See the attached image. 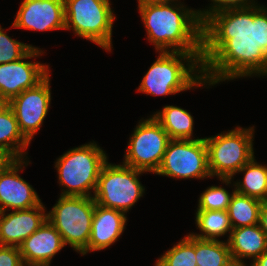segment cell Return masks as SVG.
<instances>
[{"label":"cell","mask_w":267,"mask_h":266,"mask_svg":"<svg viewBox=\"0 0 267 266\" xmlns=\"http://www.w3.org/2000/svg\"><path fill=\"white\" fill-rule=\"evenodd\" d=\"M138 1V6L148 4V3H161V2H169L172 0H137Z\"/></svg>","instance_id":"32"},{"label":"cell","mask_w":267,"mask_h":266,"mask_svg":"<svg viewBox=\"0 0 267 266\" xmlns=\"http://www.w3.org/2000/svg\"><path fill=\"white\" fill-rule=\"evenodd\" d=\"M167 132L170 139L192 140L194 120L183 108L167 105L152 115Z\"/></svg>","instance_id":"20"},{"label":"cell","mask_w":267,"mask_h":266,"mask_svg":"<svg viewBox=\"0 0 267 266\" xmlns=\"http://www.w3.org/2000/svg\"><path fill=\"white\" fill-rule=\"evenodd\" d=\"M250 266H267V250L260 257L254 259Z\"/></svg>","instance_id":"31"},{"label":"cell","mask_w":267,"mask_h":266,"mask_svg":"<svg viewBox=\"0 0 267 266\" xmlns=\"http://www.w3.org/2000/svg\"><path fill=\"white\" fill-rule=\"evenodd\" d=\"M30 142L21 133L15 114L7 104L0 110V152L10 159H23Z\"/></svg>","instance_id":"19"},{"label":"cell","mask_w":267,"mask_h":266,"mask_svg":"<svg viewBox=\"0 0 267 266\" xmlns=\"http://www.w3.org/2000/svg\"><path fill=\"white\" fill-rule=\"evenodd\" d=\"M240 172H243L244 178L234 183L235 191L262 202L267 201V166L257 163L254 156L237 173Z\"/></svg>","instance_id":"21"},{"label":"cell","mask_w":267,"mask_h":266,"mask_svg":"<svg viewBox=\"0 0 267 266\" xmlns=\"http://www.w3.org/2000/svg\"><path fill=\"white\" fill-rule=\"evenodd\" d=\"M94 209L93 197L60 196L47 213V220L60 233L65 246L68 244L85 255L88 253Z\"/></svg>","instance_id":"6"},{"label":"cell","mask_w":267,"mask_h":266,"mask_svg":"<svg viewBox=\"0 0 267 266\" xmlns=\"http://www.w3.org/2000/svg\"><path fill=\"white\" fill-rule=\"evenodd\" d=\"M234 191L230 194L225 188L210 186L201 193L197 210H227Z\"/></svg>","instance_id":"26"},{"label":"cell","mask_w":267,"mask_h":266,"mask_svg":"<svg viewBox=\"0 0 267 266\" xmlns=\"http://www.w3.org/2000/svg\"><path fill=\"white\" fill-rule=\"evenodd\" d=\"M50 74L37 86L26 89L12 98L8 105L13 110L23 136L31 139L43 125L51 102Z\"/></svg>","instance_id":"11"},{"label":"cell","mask_w":267,"mask_h":266,"mask_svg":"<svg viewBox=\"0 0 267 266\" xmlns=\"http://www.w3.org/2000/svg\"><path fill=\"white\" fill-rule=\"evenodd\" d=\"M12 27L34 31L65 29L64 0H23Z\"/></svg>","instance_id":"14"},{"label":"cell","mask_w":267,"mask_h":266,"mask_svg":"<svg viewBox=\"0 0 267 266\" xmlns=\"http://www.w3.org/2000/svg\"><path fill=\"white\" fill-rule=\"evenodd\" d=\"M108 161L107 155L96 142L70 149L57 158L55 168L59 184L67 189L60 196L93 197L103 165Z\"/></svg>","instance_id":"4"},{"label":"cell","mask_w":267,"mask_h":266,"mask_svg":"<svg viewBox=\"0 0 267 266\" xmlns=\"http://www.w3.org/2000/svg\"><path fill=\"white\" fill-rule=\"evenodd\" d=\"M65 244L60 233L46 220L19 246L22 259L31 263L51 264L53 257Z\"/></svg>","instance_id":"17"},{"label":"cell","mask_w":267,"mask_h":266,"mask_svg":"<svg viewBox=\"0 0 267 266\" xmlns=\"http://www.w3.org/2000/svg\"><path fill=\"white\" fill-rule=\"evenodd\" d=\"M158 266H197L195 254V237L184 236L179 243L165 252L158 260Z\"/></svg>","instance_id":"25"},{"label":"cell","mask_w":267,"mask_h":266,"mask_svg":"<svg viewBox=\"0 0 267 266\" xmlns=\"http://www.w3.org/2000/svg\"><path fill=\"white\" fill-rule=\"evenodd\" d=\"M227 243L236 266H246L244 258L252 261L267 250V237L258 224L233 228Z\"/></svg>","instance_id":"18"},{"label":"cell","mask_w":267,"mask_h":266,"mask_svg":"<svg viewBox=\"0 0 267 266\" xmlns=\"http://www.w3.org/2000/svg\"><path fill=\"white\" fill-rule=\"evenodd\" d=\"M25 159H10L0 170V212L27 210L42 203L34 188L19 176L18 172L30 163Z\"/></svg>","instance_id":"13"},{"label":"cell","mask_w":267,"mask_h":266,"mask_svg":"<svg viewBox=\"0 0 267 266\" xmlns=\"http://www.w3.org/2000/svg\"><path fill=\"white\" fill-rule=\"evenodd\" d=\"M22 262L19 247L0 245V266H20Z\"/></svg>","instance_id":"29"},{"label":"cell","mask_w":267,"mask_h":266,"mask_svg":"<svg viewBox=\"0 0 267 266\" xmlns=\"http://www.w3.org/2000/svg\"><path fill=\"white\" fill-rule=\"evenodd\" d=\"M177 2L138 6L147 38L158 52L202 53L203 25L196 10Z\"/></svg>","instance_id":"2"},{"label":"cell","mask_w":267,"mask_h":266,"mask_svg":"<svg viewBox=\"0 0 267 266\" xmlns=\"http://www.w3.org/2000/svg\"><path fill=\"white\" fill-rule=\"evenodd\" d=\"M110 0H64L65 30L111 51L116 19Z\"/></svg>","instance_id":"7"},{"label":"cell","mask_w":267,"mask_h":266,"mask_svg":"<svg viewBox=\"0 0 267 266\" xmlns=\"http://www.w3.org/2000/svg\"><path fill=\"white\" fill-rule=\"evenodd\" d=\"M127 222L122 211L100 206L95 202L88 252L104 250L122 235Z\"/></svg>","instance_id":"16"},{"label":"cell","mask_w":267,"mask_h":266,"mask_svg":"<svg viewBox=\"0 0 267 266\" xmlns=\"http://www.w3.org/2000/svg\"><path fill=\"white\" fill-rule=\"evenodd\" d=\"M20 266H50V264H46V263H31V262L23 261Z\"/></svg>","instance_id":"34"},{"label":"cell","mask_w":267,"mask_h":266,"mask_svg":"<svg viewBox=\"0 0 267 266\" xmlns=\"http://www.w3.org/2000/svg\"><path fill=\"white\" fill-rule=\"evenodd\" d=\"M43 53L40 48L32 47L21 59L0 64V96L7 103L26 89L37 86L50 74L49 65L25 61Z\"/></svg>","instance_id":"12"},{"label":"cell","mask_w":267,"mask_h":266,"mask_svg":"<svg viewBox=\"0 0 267 266\" xmlns=\"http://www.w3.org/2000/svg\"><path fill=\"white\" fill-rule=\"evenodd\" d=\"M258 225L267 237V201L262 203Z\"/></svg>","instance_id":"30"},{"label":"cell","mask_w":267,"mask_h":266,"mask_svg":"<svg viewBox=\"0 0 267 266\" xmlns=\"http://www.w3.org/2000/svg\"><path fill=\"white\" fill-rule=\"evenodd\" d=\"M142 173L145 172L107 161L99 174L97 188L93 193L94 201L100 206L126 214L145 193V188L138 178Z\"/></svg>","instance_id":"8"},{"label":"cell","mask_w":267,"mask_h":266,"mask_svg":"<svg viewBox=\"0 0 267 266\" xmlns=\"http://www.w3.org/2000/svg\"><path fill=\"white\" fill-rule=\"evenodd\" d=\"M43 203L27 210L0 212V245L19 247L47 220Z\"/></svg>","instance_id":"15"},{"label":"cell","mask_w":267,"mask_h":266,"mask_svg":"<svg viewBox=\"0 0 267 266\" xmlns=\"http://www.w3.org/2000/svg\"><path fill=\"white\" fill-rule=\"evenodd\" d=\"M195 254L197 266H236L226 241L195 237Z\"/></svg>","instance_id":"24"},{"label":"cell","mask_w":267,"mask_h":266,"mask_svg":"<svg viewBox=\"0 0 267 266\" xmlns=\"http://www.w3.org/2000/svg\"><path fill=\"white\" fill-rule=\"evenodd\" d=\"M140 121L130 136L122 163L146 173H156L171 139L152 115Z\"/></svg>","instance_id":"9"},{"label":"cell","mask_w":267,"mask_h":266,"mask_svg":"<svg viewBox=\"0 0 267 266\" xmlns=\"http://www.w3.org/2000/svg\"><path fill=\"white\" fill-rule=\"evenodd\" d=\"M32 47L34 46L12 39L0 26V64L21 59Z\"/></svg>","instance_id":"27"},{"label":"cell","mask_w":267,"mask_h":266,"mask_svg":"<svg viewBox=\"0 0 267 266\" xmlns=\"http://www.w3.org/2000/svg\"><path fill=\"white\" fill-rule=\"evenodd\" d=\"M155 174L178 179L211 177L205 139H171Z\"/></svg>","instance_id":"10"},{"label":"cell","mask_w":267,"mask_h":266,"mask_svg":"<svg viewBox=\"0 0 267 266\" xmlns=\"http://www.w3.org/2000/svg\"><path fill=\"white\" fill-rule=\"evenodd\" d=\"M202 75L212 85L267 75V7L212 15L202 28Z\"/></svg>","instance_id":"1"},{"label":"cell","mask_w":267,"mask_h":266,"mask_svg":"<svg viewBox=\"0 0 267 266\" xmlns=\"http://www.w3.org/2000/svg\"><path fill=\"white\" fill-rule=\"evenodd\" d=\"M196 226L200 234L191 233L196 238L204 240H219L218 237L232 231L227 210H197Z\"/></svg>","instance_id":"22"},{"label":"cell","mask_w":267,"mask_h":266,"mask_svg":"<svg viewBox=\"0 0 267 266\" xmlns=\"http://www.w3.org/2000/svg\"><path fill=\"white\" fill-rule=\"evenodd\" d=\"M10 160L4 153L0 152V170L4 167V165Z\"/></svg>","instance_id":"33"},{"label":"cell","mask_w":267,"mask_h":266,"mask_svg":"<svg viewBox=\"0 0 267 266\" xmlns=\"http://www.w3.org/2000/svg\"><path fill=\"white\" fill-rule=\"evenodd\" d=\"M262 203L235 191L227 209L232 228L258 224Z\"/></svg>","instance_id":"23"},{"label":"cell","mask_w":267,"mask_h":266,"mask_svg":"<svg viewBox=\"0 0 267 266\" xmlns=\"http://www.w3.org/2000/svg\"><path fill=\"white\" fill-rule=\"evenodd\" d=\"M254 128L237 127L229 132L205 137L211 177L217 176L227 186L232 177L254 157Z\"/></svg>","instance_id":"5"},{"label":"cell","mask_w":267,"mask_h":266,"mask_svg":"<svg viewBox=\"0 0 267 266\" xmlns=\"http://www.w3.org/2000/svg\"><path fill=\"white\" fill-rule=\"evenodd\" d=\"M8 103L0 96V110H2Z\"/></svg>","instance_id":"35"},{"label":"cell","mask_w":267,"mask_h":266,"mask_svg":"<svg viewBox=\"0 0 267 266\" xmlns=\"http://www.w3.org/2000/svg\"><path fill=\"white\" fill-rule=\"evenodd\" d=\"M213 4L208 9L202 11L196 10V13L202 23V25L214 14L231 10V9H244L256 6L254 0H211Z\"/></svg>","instance_id":"28"},{"label":"cell","mask_w":267,"mask_h":266,"mask_svg":"<svg viewBox=\"0 0 267 266\" xmlns=\"http://www.w3.org/2000/svg\"><path fill=\"white\" fill-rule=\"evenodd\" d=\"M159 53L156 61L144 75L138 87L139 92L152 96H168L193 87L212 85L203 79L202 53Z\"/></svg>","instance_id":"3"}]
</instances>
